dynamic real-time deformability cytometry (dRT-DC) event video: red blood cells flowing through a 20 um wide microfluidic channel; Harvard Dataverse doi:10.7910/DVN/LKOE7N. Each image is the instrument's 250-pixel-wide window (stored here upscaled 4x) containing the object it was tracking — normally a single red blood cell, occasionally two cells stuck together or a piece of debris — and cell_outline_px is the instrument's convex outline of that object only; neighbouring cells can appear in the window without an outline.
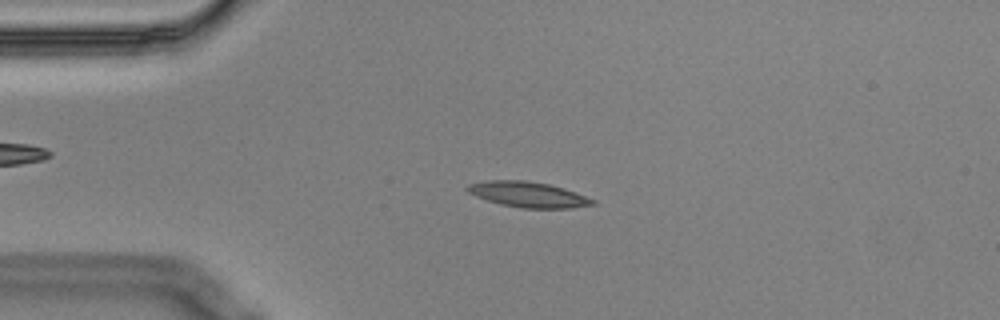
{"species": "Egyptian fruit bat (a non-hibernating species)", "species_latin": "Rousettus aegyptiacus", "temperature_condition": "cold", "stored_images_in_passage": 4, "camera_frame_rate_fps": 3000, "um_per_image_px": 0.085, "animal": {"sex": "male"}, "frame": {"image": 1, "passage_image": 3, "time_ms": 0.667, "image_size_px": [1000, 320], "cell_outline_px": [[596, 204], [572, 208], [520, 208], [500, 204], [476, 196], [468, 192], [464, 188], [468, 184], [488, 180], [524, 180], [548, 184], [564, 188], [576, 192], [596, 200]], "centroid_in_image_um": [44.9, 16.53], "position_along_channel_um": 40.1, "area_um2": 18.67}}